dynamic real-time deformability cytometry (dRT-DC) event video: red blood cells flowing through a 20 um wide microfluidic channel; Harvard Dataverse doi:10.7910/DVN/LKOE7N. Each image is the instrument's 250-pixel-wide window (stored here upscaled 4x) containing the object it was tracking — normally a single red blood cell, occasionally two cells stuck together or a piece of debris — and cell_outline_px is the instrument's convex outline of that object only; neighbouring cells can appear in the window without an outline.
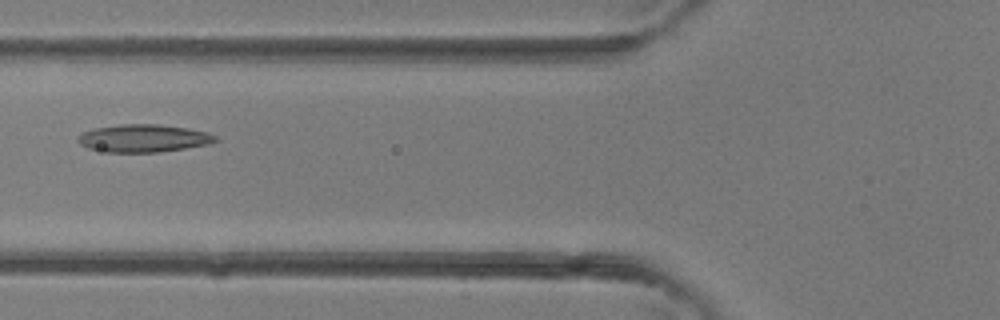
{"species": "common noctule bat (a hibernating species)", "species_latin": "Nyctalus noctula", "temperature_condition": "room temperature", "stored_images_in_passage": 2, "camera_frame_rate_fps": 3000, "um_per_image_px": 0.085, "animal": {"sex": "female"}, "frame": {"image": 1, "passage_image": 2, "time_ms": 0.333, "image_size_px": [1000, 320], "cell_outline_px": [[220, 140], [208, 144], [184, 148], [156, 152], [108, 152], [88, 148], [80, 144], [76, 140], [76, 136], [92, 128], [120, 124], [156, 124], [188, 128], [208, 132], [216, 136]], "centroid_in_image_um": [12.18, 11.74], "position_along_channel_um": 113.6, "area_um2": 22.25}}